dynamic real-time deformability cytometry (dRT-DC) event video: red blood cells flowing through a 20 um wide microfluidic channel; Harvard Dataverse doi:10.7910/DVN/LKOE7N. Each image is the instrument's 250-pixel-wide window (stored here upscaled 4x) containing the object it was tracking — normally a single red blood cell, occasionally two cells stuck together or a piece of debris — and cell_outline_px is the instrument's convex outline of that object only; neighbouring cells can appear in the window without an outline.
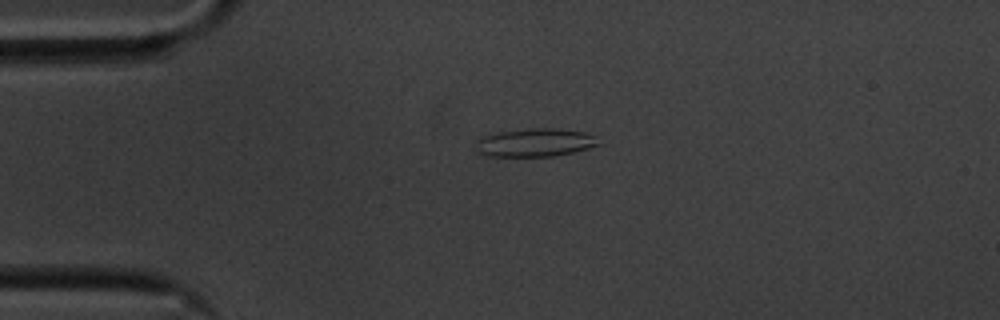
{"species": "common noctule bat (a hibernating species)", "species_latin": "Nyctalus noctula", "temperature_condition": "cold", "stored_images_in_passage": 44, "camera_frame_rate_fps": 3000, "um_per_image_px": 0.085, "animal": {"sex": "male", "body_mass_g": 20.1, "forearm_length_mm": 53.5}, "frame": {"image": 1, "passage_image": 1, "time_ms": 0.0, "image_size_px": [1000, 320], "cell_outline_px": [[600, 144], [588, 148], [572, 152], [552, 156], [488, 156], [476, 152], [472, 144], [480, 136], [496, 132], [532, 128], [556, 128], [584, 132], [592, 136]], "centroid_in_image_um": [45.34, 12.11], "position_along_channel_um": 39.7, "area_um2": 20.29}}
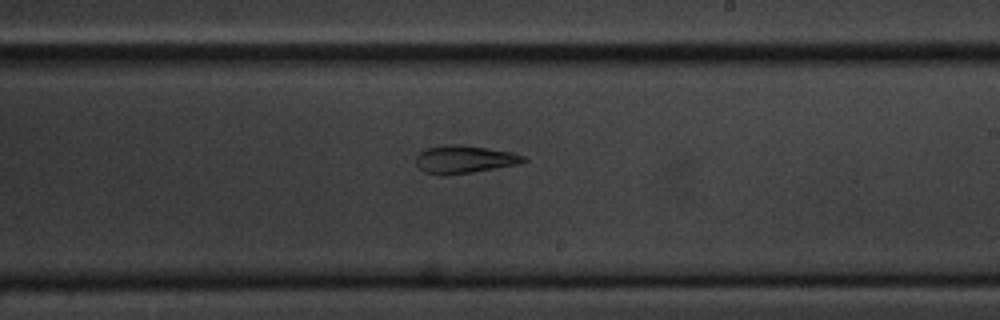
{"frame": {"image": 2, "passage_image": 21, "time_ms": 6.667, "image_size_px": [1000, 320], "cell_outline_px": [[528, 160], [520, 164], [472, 172], [444, 176], [424, 172], [416, 164], [416, 156], [420, 152], [428, 148], [452, 144], [460, 144], [512, 152], [524, 156]], "centroid_in_image_um": [39.48, 13.55], "position_along_channel_um": 249.5, "area_um2": 17.4}}
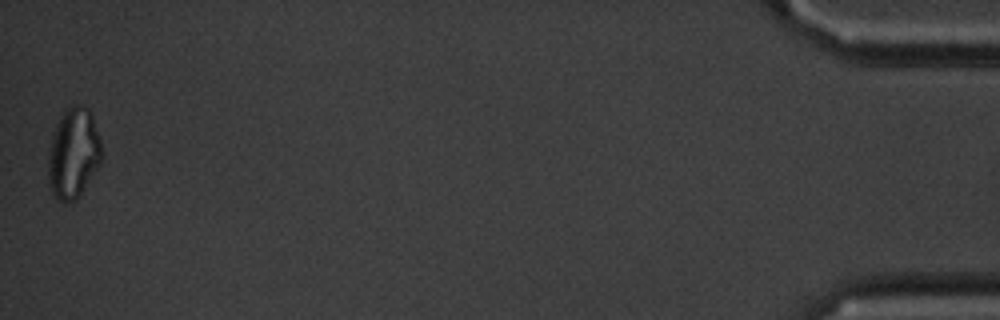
{"frame": {"image": 3, "passage_image": 44, "time_ms": 14.333, "image_size_px": [1000, 320], "cell_outline_px": [[100, 164], [76, 200], [68, 204], [64, 204], [52, 192], [48, 184], [48, 152], [52, 132], [60, 116], [68, 108], [76, 104], [88, 108], [92, 116], [100, 140]], "centroid_in_image_um": [6.2, 13.05], "position_along_channel_um": 429.0, "area_um2": 28.03}, "authors_computed_cell_mechanics": {"area_um2": 18.0914, "velocity_mm_per_s": 3.5457, "shape_relaxation_time_tau1_ms": null, "shape_relaxation_time_tau2_ms": 5.1782, "deformation_change_tau1": null, "deformation_change_tau2": 0.1426}}